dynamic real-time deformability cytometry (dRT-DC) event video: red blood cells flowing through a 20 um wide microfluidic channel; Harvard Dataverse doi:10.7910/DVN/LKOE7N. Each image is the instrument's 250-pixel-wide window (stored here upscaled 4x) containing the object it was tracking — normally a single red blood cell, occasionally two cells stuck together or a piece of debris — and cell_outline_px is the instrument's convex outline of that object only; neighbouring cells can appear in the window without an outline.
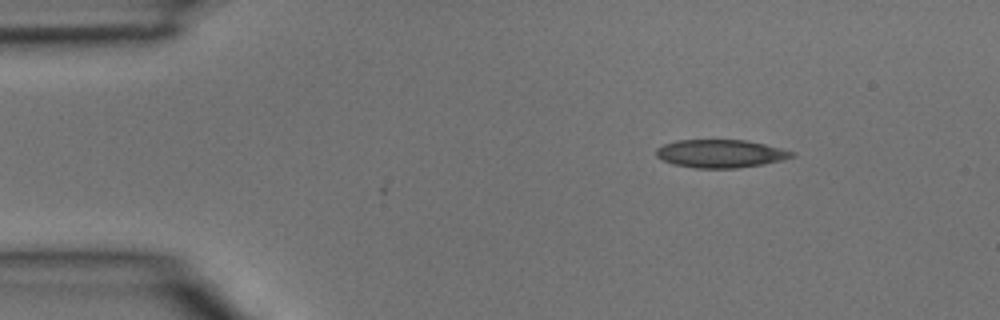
{"species": "common noctule bat (a hibernating species)", "species_latin": "Nyctalus noctula", "temperature_condition": "room temperature", "stored_images_in_passage": 2, "camera_frame_rate_fps": 3000, "um_per_image_px": 0.085, "animal": {"sex": "male", "body_mass_g": 15.6}, "frame": {"image": 1, "passage_image": 2, "time_ms": 0.333, "image_size_px": [1000, 320], "cell_outline_px": [[796, 156], [784, 160], [736, 168], [696, 168], [672, 164], [656, 156], [656, 148], [664, 144], [676, 140], [744, 140], [764, 144], [796, 152]], "centroid_in_image_um": [61.25, 13.05], "position_along_channel_um": 23.8, "area_um2": 22.14}}